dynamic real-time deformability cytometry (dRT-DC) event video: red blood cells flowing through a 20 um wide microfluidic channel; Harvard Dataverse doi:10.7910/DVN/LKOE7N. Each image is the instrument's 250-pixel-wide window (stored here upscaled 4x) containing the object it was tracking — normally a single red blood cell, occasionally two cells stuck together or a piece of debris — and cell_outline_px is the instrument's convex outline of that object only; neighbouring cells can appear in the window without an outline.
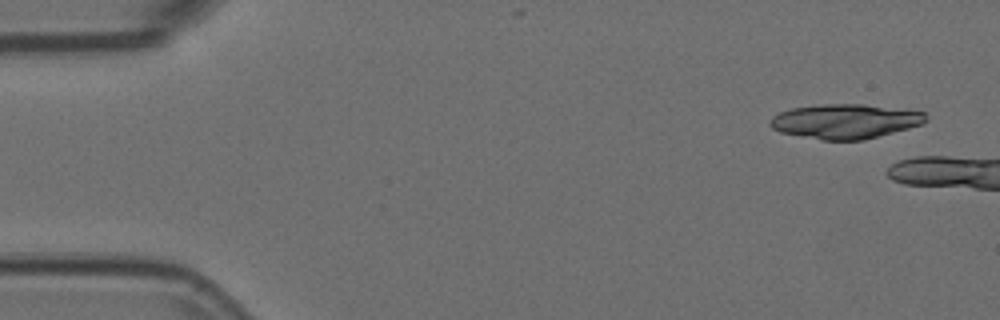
{"species": "Egyptian fruit bat (a non-hibernating species)", "species_latin": "Rousettus aegyptiacus", "temperature_condition": "room temperature", "stored_images_in_passage": 3, "camera_frame_rate_fps": 3000, "um_per_image_px": 0.085, "animal": {"sex": "female"}, "frame": {"image": 1, "passage_image": 1, "time_ms": 0.0, "image_size_px": [1000, 320], "cell_outline_px": [[928, 120], [924, 124], [864, 140], [824, 140], [780, 132], [772, 128], [768, 124], [768, 120], [772, 116], [780, 112], [792, 108], [820, 104], [864, 104], [924, 112], [928, 116]], "centroid_in_image_um": [71.84, 10.31], "position_along_channel_um": 13.2, "area_um2": 31.44}}